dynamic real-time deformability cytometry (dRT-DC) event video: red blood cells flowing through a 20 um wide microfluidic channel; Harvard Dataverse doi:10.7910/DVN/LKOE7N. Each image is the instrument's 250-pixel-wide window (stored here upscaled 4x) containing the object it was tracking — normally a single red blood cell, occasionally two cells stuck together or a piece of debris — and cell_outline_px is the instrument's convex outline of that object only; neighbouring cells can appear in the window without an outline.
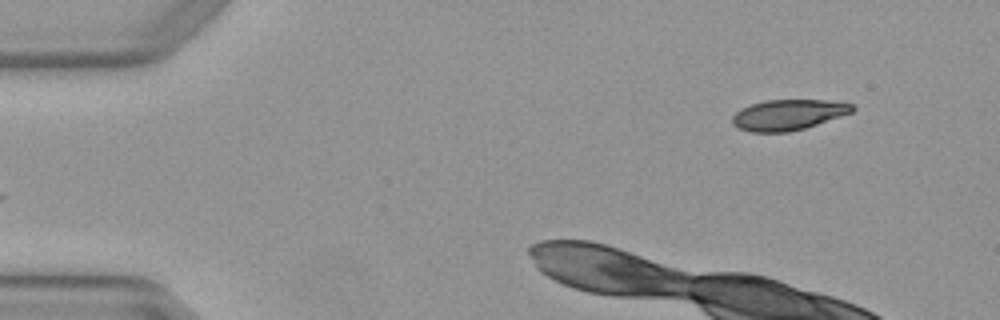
{"species": "Egyptian fruit bat (a non-hibernating species)", "species_latin": "Rousettus aegyptiacus", "temperature_condition": "warm", "stored_images_in_passage": 3, "segment_of_instrument_passage": [2, 2], "camera_frame_rate_fps": 3000, "um_per_image_px": 0.085, "animal": {"sex": "female"}, "frame": {"image": 1, "passage_image": 3, "time_ms": 0.667, "image_size_px": [1000, 320], "cell_outline_px": [[856, 108], [852, 112], [804, 128], [788, 132], [752, 132], [740, 128], [732, 124], [732, 116], [740, 108], [764, 100], [824, 100], [852, 104]], "centroid_in_image_um": [66.96, 9.75], "position_along_channel_um": 18.0, "area_um2": 21.15}}